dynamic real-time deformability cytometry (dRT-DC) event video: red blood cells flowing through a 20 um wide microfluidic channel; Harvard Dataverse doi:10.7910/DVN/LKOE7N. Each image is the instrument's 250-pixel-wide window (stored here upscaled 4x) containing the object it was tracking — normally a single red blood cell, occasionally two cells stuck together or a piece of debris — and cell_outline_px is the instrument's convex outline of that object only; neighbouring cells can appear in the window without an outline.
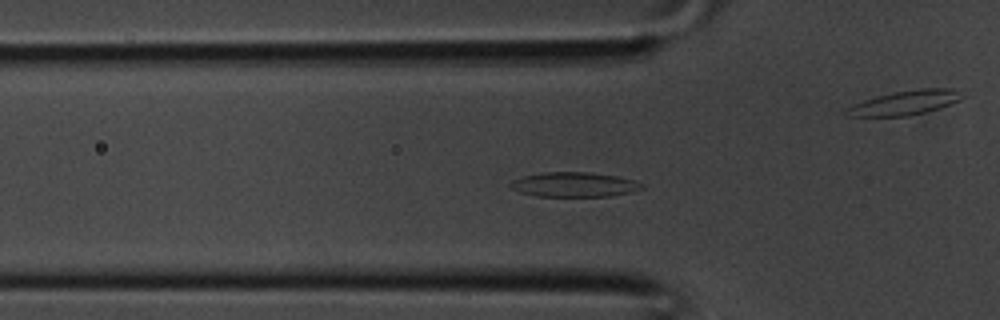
{"species": "common noctule bat (a hibernating species)", "species_latin": "Nyctalus noctula", "temperature_condition": "room temperature", "stored_images_in_passage": 31, "camera_frame_rate_fps": 3000, "um_per_image_px": 0.085, "animal": {"sex": "male", "body_mass_g": 20.1, "forearm_length_mm": 53.5}, "frame": {"image": 1, "passage_image": 6, "time_ms": 1.667, "image_size_px": [1000, 320], "cell_outline_px": [[644, 188], [632, 192], [612, 196], [536, 196], [520, 192], [512, 188], [508, 184], [512, 180], [524, 176], [544, 172], [592, 172], [620, 176], [636, 180], [644, 184]], "centroid_in_image_um": [48.87, 15.68], "position_along_channel_um": 76.9, "area_um2": 19.13}}
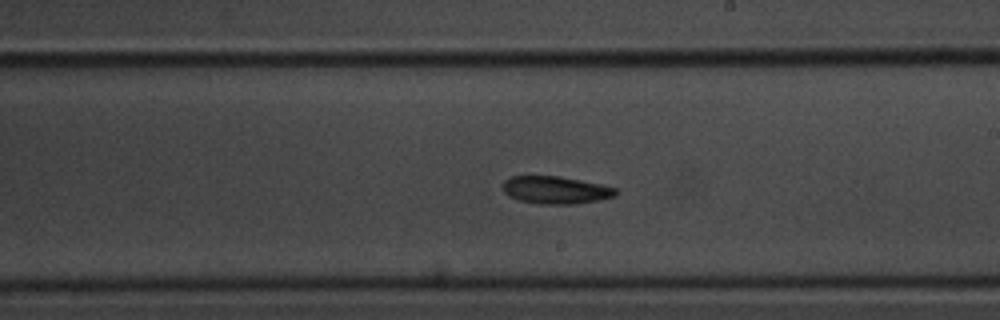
{"frame": {"image": 2, "passage_image": 15, "time_ms": 4.667, "image_size_px": [1000, 320], "cell_outline_px": [[620, 192], [616, 196], [600, 200], [576, 204], [540, 204], [520, 200], [508, 196], [504, 192], [504, 180], [512, 176], [560, 176], [600, 184], [616, 188]], "centroid_in_image_um": [47.28, 16.16], "position_along_channel_um": 241.7, "area_um2": 18.21}}
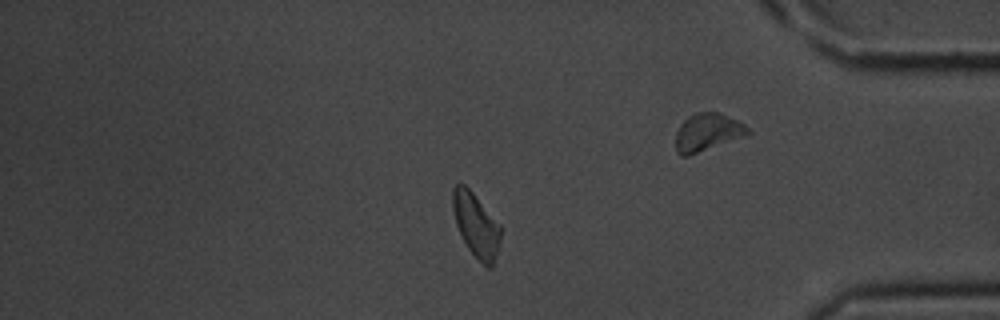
{"frame": {"image": 3, "passage_image": 25, "time_ms": 8.0, "image_size_px": [1000, 320], "cell_outline_px": [[500, 240], [492, 264], [488, 268], [468, 248], [456, 224], [452, 208], [452, 188], [456, 184], [464, 184], [472, 192], [500, 224]], "centroid_in_image_um": [40.44, 19.07], "position_along_channel_um": 394.8, "area_um2": 17.28}}